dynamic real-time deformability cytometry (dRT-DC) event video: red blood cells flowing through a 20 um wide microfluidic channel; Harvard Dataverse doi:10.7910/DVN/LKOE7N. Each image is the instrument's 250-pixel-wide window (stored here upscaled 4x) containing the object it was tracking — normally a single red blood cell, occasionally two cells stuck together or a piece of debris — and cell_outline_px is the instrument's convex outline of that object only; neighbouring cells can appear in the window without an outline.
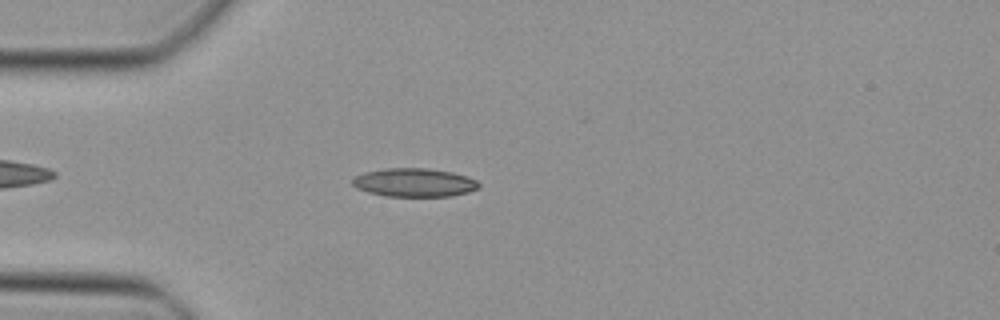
{"species": "Egyptian fruit bat (a non-hibernating species)", "species_latin": "Rousettus aegyptiacus", "temperature_condition": "cold", "stored_images_in_passage": 30, "camera_frame_rate_fps": 3000, "um_per_image_px": 0.085, "animal": {"sex": "female"}, "frame": {"image": 1, "passage_image": 6, "time_ms": 1.667, "image_size_px": [1000, 320], "cell_outline_px": [[480, 188], [468, 192], [452, 196], [384, 196], [368, 192], [356, 188], [352, 184], [352, 180], [356, 176], [364, 172], [384, 168], [428, 168], [452, 172], [468, 176], [476, 180], [480, 184]], "centroid_in_image_um": [35.23, 15.51], "position_along_channel_um": 49.8, "area_um2": 21.15}}
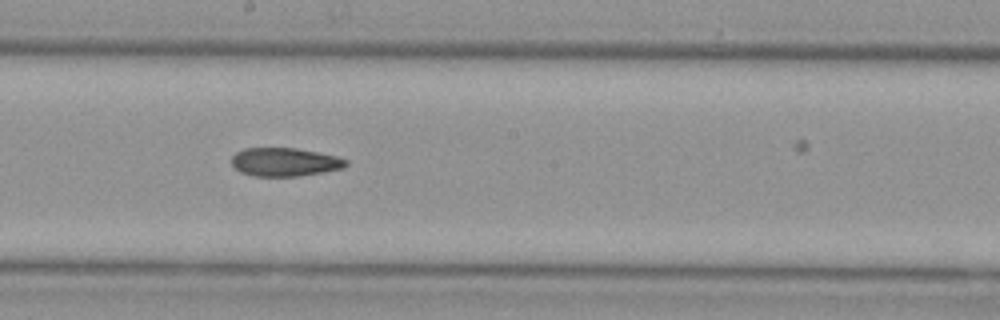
{"frame": {"image": 2, "passage_image": 19, "time_ms": 6.0, "image_size_px": [1000, 320], "cell_outline_px": [[348, 164], [344, 168], [300, 176], [252, 176], [240, 172], [232, 164], [232, 156], [236, 152], [244, 148], [296, 148], [336, 156], [348, 160]], "centroid_in_image_um": [24.2, 13.77], "position_along_channel_um": 224.0, "area_um2": 18.96}}
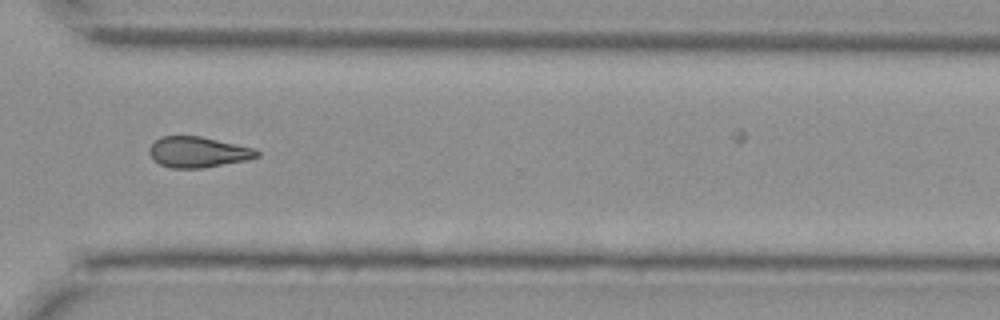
{"frame": {"image": 3, "passage_image": 28, "time_ms": 9.0, "image_size_px": [1000, 320], "cell_outline_px": [[260, 156], [248, 160], [204, 168], [172, 168], [160, 164], [152, 160], [148, 152], [148, 148], [160, 136], [200, 136], [256, 148], [260, 152]], "centroid_in_image_um": [16.84, 12.93], "position_along_channel_um": 353.8, "area_um2": 19.54}}